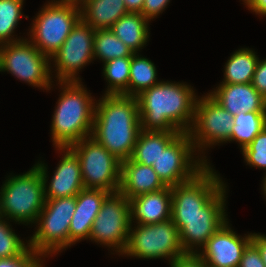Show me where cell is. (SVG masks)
Instances as JSON below:
<instances>
[{
	"mask_svg": "<svg viewBox=\"0 0 266 267\" xmlns=\"http://www.w3.org/2000/svg\"><path fill=\"white\" fill-rule=\"evenodd\" d=\"M224 183L207 165L193 179L171 187V220L179 231L185 253H196L194 245L203 247L225 223Z\"/></svg>",
	"mask_w": 266,
	"mask_h": 267,
	"instance_id": "cell-1",
	"label": "cell"
},
{
	"mask_svg": "<svg viewBox=\"0 0 266 267\" xmlns=\"http://www.w3.org/2000/svg\"><path fill=\"white\" fill-rule=\"evenodd\" d=\"M195 97L192 88L181 83L163 81L148 88L136 97L141 129L188 133L194 121Z\"/></svg>",
	"mask_w": 266,
	"mask_h": 267,
	"instance_id": "cell-2",
	"label": "cell"
},
{
	"mask_svg": "<svg viewBox=\"0 0 266 267\" xmlns=\"http://www.w3.org/2000/svg\"><path fill=\"white\" fill-rule=\"evenodd\" d=\"M95 106L91 137L120 161L131 157L141 130L138 100L105 94Z\"/></svg>",
	"mask_w": 266,
	"mask_h": 267,
	"instance_id": "cell-3",
	"label": "cell"
},
{
	"mask_svg": "<svg viewBox=\"0 0 266 267\" xmlns=\"http://www.w3.org/2000/svg\"><path fill=\"white\" fill-rule=\"evenodd\" d=\"M59 83L65 87L53 115L51 131L56 147L66 148L91 136L96 105L80 82Z\"/></svg>",
	"mask_w": 266,
	"mask_h": 267,
	"instance_id": "cell-4",
	"label": "cell"
},
{
	"mask_svg": "<svg viewBox=\"0 0 266 267\" xmlns=\"http://www.w3.org/2000/svg\"><path fill=\"white\" fill-rule=\"evenodd\" d=\"M44 188L36 166L23 175L8 178L0 192V216L19 223L37 222L46 201Z\"/></svg>",
	"mask_w": 266,
	"mask_h": 267,
	"instance_id": "cell-5",
	"label": "cell"
},
{
	"mask_svg": "<svg viewBox=\"0 0 266 267\" xmlns=\"http://www.w3.org/2000/svg\"><path fill=\"white\" fill-rule=\"evenodd\" d=\"M87 138L69 147L79 158L84 188L119 192L122 161L91 136Z\"/></svg>",
	"mask_w": 266,
	"mask_h": 267,
	"instance_id": "cell-6",
	"label": "cell"
},
{
	"mask_svg": "<svg viewBox=\"0 0 266 267\" xmlns=\"http://www.w3.org/2000/svg\"><path fill=\"white\" fill-rule=\"evenodd\" d=\"M75 207L76 196L46 199L37 218L40 226L29 241L28 247L44 256L67 247Z\"/></svg>",
	"mask_w": 266,
	"mask_h": 267,
	"instance_id": "cell-7",
	"label": "cell"
},
{
	"mask_svg": "<svg viewBox=\"0 0 266 267\" xmlns=\"http://www.w3.org/2000/svg\"><path fill=\"white\" fill-rule=\"evenodd\" d=\"M81 19L79 6L53 2L46 4L33 23L32 44L50 59Z\"/></svg>",
	"mask_w": 266,
	"mask_h": 267,
	"instance_id": "cell-8",
	"label": "cell"
},
{
	"mask_svg": "<svg viewBox=\"0 0 266 267\" xmlns=\"http://www.w3.org/2000/svg\"><path fill=\"white\" fill-rule=\"evenodd\" d=\"M122 254L146 259L170 257L172 262L185 252L181 247L179 231L169 219L155 224H138L134 230L130 225L128 244Z\"/></svg>",
	"mask_w": 266,
	"mask_h": 267,
	"instance_id": "cell-9",
	"label": "cell"
},
{
	"mask_svg": "<svg viewBox=\"0 0 266 267\" xmlns=\"http://www.w3.org/2000/svg\"><path fill=\"white\" fill-rule=\"evenodd\" d=\"M4 45V46H3ZM49 57L30 41L3 43L0 47V71H10L30 85L50 88Z\"/></svg>",
	"mask_w": 266,
	"mask_h": 267,
	"instance_id": "cell-10",
	"label": "cell"
},
{
	"mask_svg": "<svg viewBox=\"0 0 266 267\" xmlns=\"http://www.w3.org/2000/svg\"><path fill=\"white\" fill-rule=\"evenodd\" d=\"M129 201L120 192L110 193L96 216L89 239L116 247L123 253L130 232Z\"/></svg>",
	"mask_w": 266,
	"mask_h": 267,
	"instance_id": "cell-11",
	"label": "cell"
},
{
	"mask_svg": "<svg viewBox=\"0 0 266 267\" xmlns=\"http://www.w3.org/2000/svg\"><path fill=\"white\" fill-rule=\"evenodd\" d=\"M194 149L196 148L189 133L181 132L165 151L161 152L152 168L166 186L172 187L190 181L207 166L204 159L191 160Z\"/></svg>",
	"mask_w": 266,
	"mask_h": 267,
	"instance_id": "cell-12",
	"label": "cell"
},
{
	"mask_svg": "<svg viewBox=\"0 0 266 267\" xmlns=\"http://www.w3.org/2000/svg\"><path fill=\"white\" fill-rule=\"evenodd\" d=\"M199 100L195 106L192 124L194 127L188 132L194 148L229 141L234 126V116L209 94Z\"/></svg>",
	"mask_w": 266,
	"mask_h": 267,
	"instance_id": "cell-13",
	"label": "cell"
},
{
	"mask_svg": "<svg viewBox=\"0 0 266 267\" xmlns=\"http://www.w3.org/2000/svg\"><path fill=\"white\" fill-rule=\"evenodd\" d=\"M94 34L95 30L80 19L60 49L51 56L57 65L59 82L79 81L76 72L94 57Z\"/></svg>",
	"mask_w": 266,
	"mask_h": 267,
	"instance_id": "cell-14",
	"label": "cell"
},
{
	"mask_svg": "<svg viewBox=\"0 0 266 267\" xmlns=\"http://www.w3.org/2000/svg\"><path fill=\"white\" fill-rule=\"evenodd\" d=\"M251 242V234L240 238L225 222L203 247L204 252L198 255L212 267H238L243 251Z\"/></svg>",
	"mask_w": 266,
	"mask_h": 267,
	"instance_id": "cell-15",
	"label": "cell"
},
{
	"mask_svg": "<svg viewBox=\"0 0 266 267\" xmlns=\"http://www.w3.org/2000/svg\"><path fill=\"white\" fill-rule=\"evenodd\" d=\"M62 149L64 151L66 150V152L60 161L48 188H46V167L42 163L35 165L40 170L44 180L45 199L76 196L84 189L79 158L69 147L59 148V150Z\"/></svg>",
	"mask_w": 266,
	"mask_h": 267,
	"instance_id": "cell-16",
	"label": "cell"
},
{
	"mask_svg": "<svg viewBox=\"0 0 266 267\" xmlns=\"http://www.w3.org/2000/svg\"><path fill=\"white\" fill-rule=\"evenodd\" d=\"M209 95L233 116L240 112H266V98L251 83L220 84Z\"/></svg>",
	"mask_w": 266,
	"mask_h": 267,
	"instance_id": "cell-17",
	"label": "cell"
},
{
	"mask_svg": "<svg viewBox=\"0 0 266 267\" xmlns=\"http://www.w3.org/2000/svg\"><path fill=\"white\" fill-rule=\"evenodd\" d=\"M110 194L102 189H83L76 195V207L69 227V246L88 239L102 203Z\"/></svg>",
	"mask_w": 266,
	"mask_h": 267,
	"instance_id": "cell-18",
	"label": "cell"
},
{
	"mask_svg": "<svg viewBox=\"0 0 266 267\" xmlns=\"http://www.w3.org/2000/svg\"><path fill=\"white\" fill-rule=\"evenodd\" d=\"M130 224L136 217L138 224L148 225L171 219L172 192L166 186L158 191L129 199ZM135 216V217H134Z\"/></svg>",
	"mask_w": 266,
	"mask_h": 267,
	"instance_id": "cell-19",
	"label": "cell"
},
{
	"mask_svg": "<svg viewBox=\"0 0 266 267\" xmlns=\"http://www.w3.org/2000/svg\"><path fill=\"white\" fill-rule=\"evenodd\" d=\"M165 187L152 166L134 162L130 158L121 162L119 192L128 200Z\"/></svg>",
	"mask_w": 266,
	"mask_h": 267,
	"instance_id": "cell-20",
	"label": "cell"
},
{
	"mask_svg": "<svg viewBox=\"0 0 266 267\" xmlns=\"http://www.w3.org/2000/svg\"><path fill=\"white\" fill-rule=\"evenodd\" d=\"M80 10L81 19L94 30L110 29L128 13L124 0H85Z\"/></svg>",
	"mask_w": 266,
	"mask_h": 267,
	"instance_id": "cell-21",
	"label": "cell"
},
{
	"mask_svg": "<svg viewBox=\"0 0 266 267\" xmlns=\"http://www.w3.org/2000/svg\"><path fill=\"white\" fill-rule=\"evenodd\" d=\"M179 131L140 130L130 159L134 162L152 166L161 152L180 134Z\"/></svg>",
	"mask_w": 266,
	"mask_h": 267,
	"instance_id": "cell-22",
	"label": "cell"
},
{
	"mask_svg": "<svg viewBox=\"0 0 266 267\" xmlns=\"http://www.w3.org/2000/svg\"><path fill=\"white\" fill-rule=\"evenodd\" d=\"M148 19L141 13L128 12L120 17L110 28L111 31L134 53L146 44Z\"/></svg>",
	"mask_w": 266,
	"mask_h": 267,
	"instance_id": "cell-23",
	"label": "cell"
},
{
	"mask_svg": "<svg viewBox=\"0 0 266 267\" xmlns=\"http://www.w3.org/2000/svg\"><path fill=\"white\" fill-rule=\"evenodd\" d=\"M259 58L248 48L236 51L225 66L222 84L251 83Z\"/></svg>",
	"mask_w": 266,
	"mask_h": 267,
	"instance_id": "cell-24",
	"label": "cell"
},
{
	"mask_svg": "<svg viewBox=\"0 0 266 267\" xmlns=\"http://www.w3.org/2000/svg\"><path fill=\"white\" fill-rule=\"evenodd\" d=\"M137 56L135 53L131 57L128 89L122 95L137 97L143 91L159 83L156 81L157 73L154 63L147 58Z\"/></svg>",
	"mask_w": 266,
	"mask_h": 267,
	"instance_id": "cell-25",
	"label": "cell"
},
{
	"mask_svg": "<svg viewBox=\"0 0 266 267\" xmlns=\"http://www.w3.org/2000/svg\"><path fill=\"white\" fill-rule=\"evenodd\" d=\"M233 122L229 141H238L243 150L266 127V112H240Z\"/></svg>",
	"mask_w": 266,
	"mask_h": 267,
	"instance_id": "cell-26",
	"label": "cell"
},
{
	"mask_svg": "<svg viewBox=\"0 0 266 267\" xmlns=\"http://www.w3.org/2000/svg\"><path fill=\"white\" fill-rule=\"evenodd\" d=\"M93 52L94 58L99 57L104 63L115 58L132 57L135 54L111 29L95 30Z\"/></svg>",
	"mask_w": 266,
	"mask_h": 267,
	"instance_id": "cell-27",
	"label": "cell"
},
{
	"mask_svg": "<svg viewBox=\"0 0 266 267\" xmlns=\"http://www.w3.org/2000/svg\"><path fill=\"white\" fill-rule=\"evenodd\" d=\"M130 65L131 57L115 58L105 62L103 73L110 83L106 94L122 95L128 89Z\"/></svg>",
	"mask_w": 266,
	"mask_h": 267,
	"instance_id": "cell-28",
	"label": "cell"
},
{
	"mask_svg": "<svg viewBox=\"0 0 266 267\" xmlns=\"http://www.w3.org/2000/svg\"><path fill=\"white\" fill-rule=\"evenodd\" d=\"M22 5L23 0H0V45L20 41L12 40L10 36L22 17Z\"/></svg>",
	"mask_w": 266,
	"mask_h": 267,
	"instance_id": "cell-29",
	"label": "cell"
},
{
	"mask_svg": "<svg viewBox=\"0 0 266 267\" xmlns=\"http://www.w3.org/2000/svg\"><path fill=\"white\" fill-rule=\"evenodd\" d=\"M0 216V258L21 255L29 246L20 240L6 221Z\"/></svg>",
	"mask_w": 266,
	"mask_h": 267,
	"instance_id": "cell-30",
	"label": "cell"
},
{
	"mask_svg": "<svg viewBox=\"0 0 266 267\" xmlns=\"http://www.w3.org/2000/svg\"><path fill=\"white\" fill-rule=\"evenodd\" d=\"M242 153L247 164L266 169V127L242 150Z\"/></svg>",
	"mask_w": 266,
	"mask_h": 267,
	"instance_id": "cell-31",
	"label": "cell"
},
{
	"mask_svg": "<svg viewBox=\"0 0 266 267\" xmlns=\"http://www.w3.org/2000/svg\"><path fill=\"white\" fill-rule=\"evenodd\" d=\"M38 256L42 254L29 247L19 256L0 258V267H42Z\"/></svg>",
	"mask_w": 266,
	"mask_h": 267,
	"instance_id": "cell-32",
	"label": "cell"
},
{
	"mask_svg": "<svg viewBox=\"0 0 266 267\" xmlns=\"http://www.w3.org/2000/svg\"><path fill=\"white\" fill-rule=\"evenodd\" d=\"M238 267H266L257 247L252 242L243 251Z\"/></svg>",
	"mask_w": 266,
	"mask_h": 267,
	"instance_id": "cell-33",
	"label": "cell"
},
{
	"mask_svg": "<svg viewBox=\"0 0 266 267\" xmlns=\"http://www.w3.org/2000/svg\"><path fill=\"white\" fill-rule=\"evenodd\" d=\"M251 84L266 98V60H258Z\"/></svg>",
	"mask_w": 266,
	"mask_h": 267,
	"instance_id": "cell-34",
	"label": "cell"
},
{
	"mask_svg": "<svg viewBox=\"0 0 266 267\" xmlns=\"http://www.w3.org/2000/svg\"><path fill=\"white\" fill-rule=\"evenodd\" d=\"M171 267H208L197 253H185L171 262Z\"/></svg>",
	"mask_w": 266,
	"mask_h": 267,
	"instance_id": "cell-35",
	"label": "cell"
},
{
	"mask_svg": "<svg viewBox=\"0 0 266 267\" xmlns=\"http://www.w3.org/2000/svg\"><path fill=\"white\" fill-rule=\"evenodd\" d=\"M170 0H144L142 14L148 20L160 14Z\"/></svg>",
	"mask_w": 266,
	"mask_h": 267,
	"instance_id": "cell-36",
	"label": "cell"
},
{
	"mask_svg": "<svg viewBox=\"0 0 266 267\" xmlns=\"http://www.w3.org/2000/svg\"><path fill=\"white\" fill-rule=\"evenodd\" d=\"M251 242L257 247L266 266V236L253 233L251 234Z\"/></svg>",
	"mask_w": 266,
	"mask_h": 267,
	"instance_id": "cell-37",
	"label": "cell"
},
{
	"mask_svg": "<svg viewBox=\"0 0 266 267\" xmlns=\"http://www.w3.org/2000/svg\"><path fill=\"white\" fill-rule=\"evenodd\" d=\"M126 10L132 13H141L144 0H124Z\"/></svg>",
	"mask_w": 266,
	"mask_h": 267,
	"instance_id": "cell-38",
	"label": "cell"
},
{
	"mask_svg": "<svg viewBox=\"0 0 266 267\" xmlns=\"http://www.w3.org/2000/svg\"><path fill=\"white\" fill-rule=\"evenodd\" d=\"M247 6L257 14L266 15V0H251Z\"/></svg>",
	"mask_w": 266,
	"mask_h": 267,
	"instance_id": "cell-39",
	"label": "cell"
},
{
	"mask_svg": "<svg viewBox=\"0 0 266 267\" xmlns=\"http://www.w3.org/2000/svg\"><path fill=\"white\" fill-rule=\"evenodd\" d=\"M83 4L85 2V0H59V1H56V3H60V4H72V5H76L78 6V4Z\"/></svg>",
	"mask_w": 266,
	"mask_h": 267,
	"instance_id": "cell-40",
	"label": "cell"
},
{
	"mask_svg": "<svg viewBox=\"0 0 266 267\" xmlns=\"http://www.w3.org/2000/svg\"><path fill=\"white\" fill-rule=\"evenodd\" d=\"M264 182V184H263V190H264V194L266 195V177L264 178V180H263Z\"/></svg>",
	"mask_w": 266,
	"mask_h": 267,
	"instance_id": "cell-41",
	"label": "cell"
},
{
	"mask_svg": "<svg viewBox=\"0 0 266 267\" xmlns=\"http://www.w3.org/2000/svg\"><path fill=\"white\" fill-rule=\"evenodd\" d=\"M244 2L248 5L251 2V0H244Z\"/></svg>",
	"mask_w": 266,
	"mask_h": 267,
	"instance_id": "cell-42",
	"label": "cell"
}]
</instances>
